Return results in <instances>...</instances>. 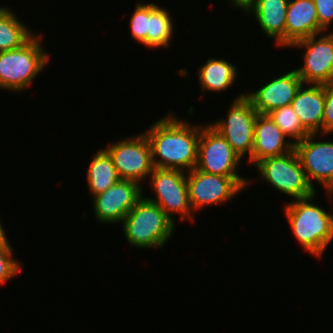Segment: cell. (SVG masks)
<instances>
[{
    "mask_svg": "<svg viewBox=\"0 0 333 333\" xmlns=\"http://www.w3.org/2000/svg\"><path fill=\"white\" fill-rule=\"evenodd\" d=\"M196 125L179 120L172 113L154 122L144 132L150 143L153 166L185 172L194 169L202 128Z\"/></svg>",
    "mask_w": 333,
    "mask_h": 333,
    "instance_id": "6da1fadb",
    "label": "cell"
},
{
    "mask_svg": "<svg viewBox=\"0 0 333 333\" xmlns=\"http://www.w3.org/2000/svg\"><path fill=\"white\" fill-rule=\"evenodd\" d=\"M316 196L315 193L307 198L293 200L284 209L296 241L305 251L321 258L333 241V214L312 203Z\"/></svg>",
    "mask_w": 333,
    "mask_h": 333,
    "instance_id": "7a4b0ae2",
    "label": "cell"
},
{
    "mask_svg": "<svg viewBox=\"0 0 333 333\" xmlns=\"http://www.w3.org/2000/svg\"><path fill=\"white\" fill-rule=\"evenodd\" d=\"M127 242L136 248H160L167 243L173 230V221L161 207L143 196L122 221Z\"/></svg>",
    "mask_w": 333,
    "mask_h": 333,
    "instance_id": "3957f363",
    "label": "cell"
},
{
    "mask_svg": "<svg viewBox=\"0 0 333 333\" xmlns=\"http://www.w3.org/2000/svg\"><path fill=\"white\" fill-rule=\"evenodd\" d=\"M42 34L34 35L22 47L0 52V89L23 91L49 63L42 48Z\"/></svg>",
    "mask_w": 333,
    "mask_h": 333,
    "instance_id": "277c9868",
    "label": "cell"
},
{
    "mask_svg": "<svg viewBox=\"0 0 333 333\" xmlns=\"http://www.w3.org/2000/svg\"><path fill=\"white\" fill-rule=\"evenodd\" d=\"M254 166L263 181L295 200L316 193L307 180L295 149L281 156L264 158Z\"/></svg>",
    "mask_w": 333,
    "mask_h": 333,
    "instance_id": "5b68a950",
    "label": "cell"
},
{
    "mask_svg": "<svg viewBox=\"0 0 333 333\" xmlns=\"http://www.w3.org/2000/svg\"><path fill=\"white\" fill-rule=\"evenodd\" d=\"M189 203L192 211L212 204H221L234 198L250 185V180L241 176L208 174L196 168L186 171Z\"/></svg>",
    "mask_w": 333,
    "mask_h": 333,
    "instance_id": "8992f818",
    "label": "cell"
},
{
    "mask_svg": "<svg viewBox=\"0 0 333 333\" xmlns=\"http://www.w3.org/2000/svg\"><path fill=\"white\" fill-rule=\"evenodd\" d=\"M227 114V119L217 120L210 125L225 138L241 159L248 153L251 163L254 125L258 112L245 94H241L235 97Z\"/></svg>",
    "mask_w": 333,
    "mask_h": 333,
    "instance_id": "52a82bcc",
    "label": "cell"
},
{
    "mask_svg": "<svg viewBox=\"0 0 333 333\" xmlns=\"http://www.w3.org/2000/svg\"><path fill=\"white\" fill-rule=\"evenodd\" d=\"M186 172L179 169H160L154 167L150 174V185L154 190L153 197H145L157 204L174 221L173 215H181L180 220H192L194 216L189 203ZM157 196V197H156ZM174 213V214H173Z\"/></svg>",
    "mask_w": 333,
    "mask_h": 333,
    "instance_id": "ba28073f",
    "label": "cell"
},
{
    "mask_svg": "<svg viewBox=\"0 0 333 333\" xmlns=\"http://www.w3.org/2000/svg\"><path fill=\"white\" fill-rule=\"evenodd\" d=\"M108 145L104 150L111 157L120 179L139 184L148 179L154 166L150 143L144 132Z\"/></svg>",
    "mask_w": 333,
    "mask_h": 333,
    "instance_id": "9c48e42d",
    "label": "cell"
},
{
    "mask_svg": "<svg viewBox=\"0 0 333 333\" xmlns=\"http://www.w3.org/2000/svg\"><path fill=\"white\" fill-rule=\"evenodd\" d=\"M241 158L225 138L209 123L202 125L198 142L196 169L221 176H240L237 173Z\"/></svg>",
    "mask_w": 333,
    "mask_h": 333,
    "instance_id": "30bf717a",
    "label": "cell"
},
{
    "mask_svg": "<svg viewBox=\"0 0 333 333\" xmlns=\"http://www.w3.org/2000/svg\"><path fill=\"white\" fill-rule=\"evenodd\" d=\"M290 47L305 49L304 65L295 69L303 84L326 85L333 82V32L312 35Z\"/></svg>",
    "mask_w": 333,
    "mask_h": 333,
    "instance_id": "8fae6325",
    "label": "cell"
},
{
    "mask_svg": "<svg viewBox=\"0 0 333 333\" xmlns=\"http://www.w3.org/2000/svg\"><path fill=\"white\" fill-rule=\"evenodd\" d=\"M317 133H311L295 144V150L301 161L309 184L315 189L312 179L321 183L327 195H333V142L314 141Z\"/></svg>",
    "mask_w": 333,
    "mask_h": 333,
    "instance_id": "7c38bea8",
    "label": "cell"
},
{
    "mask_svg": "<svg viewBox=\"0 0 333 333\" xmlns=\"http://www.w3.org/2000/svg\"><path fill=\"white\" fill-rule=\"evenodd\" d=\"M136 181L120 179L108 190L94 196L93 211L101 223H122L127 213L144 195Z\"/></svg>",
    "mask_w": 333,
    "mask_h": 333,
    "instance_id": "4fadbf2b",
    "label": "cell"
},
{
    "mask_svg": "<svg viewBox=\"0 0 333 333\" xmlns=\"http://www.w3.org/2000/svg\"><path fill=\"white\" fill-rule=\"evenodd\" d=\"M303 84L295 70L280 75L265 83L255 92L245 94L258 114H265L291 105L298 89Z\"/></svg>",
    "mask_w": 333,
    "mask_h": 333,
    "instance_id": "5bb4252c",
    "label": "cell"
},
{
    "mask_svg": "<svg viewBox=\"0 0 333 333\" xmlns=\"http://www.w3.org/2000/svg\"><path fill=\"white\" fill-rule=\"evenodd\" d=\"M253 136L251 163L254 165L264 158L281 156L295 148V144L265 114L257 115Z\"/></svg>",
    "mask_w": 333,
    "mask_h": 333,
    "instance_id": "9a60e30c",
    "label": "cell"
},
{
    "mask_svg": "<svg viewBox=\"0 0 333 333\" xmlns=\"http://www.w3.org/2000/svg\"><path fill=\"white\" fill-rule=\"evenodd\" d=\"M325 32L320 26L313 0H289L285 22V47Z\"/></svg>",
    "mask_w": 333,
    "mask_h": 333,
    "instance_id": "2e32d148",
    "label": "cell"
},
{
    "mask_svg": "<svg viewBox=\"0 0 333 333\" xmlns=\"http://www.w3.org/2000/svg\"><path fill=\"white\" fill-rule=\"evenodd\" d=\"M302 126L311 133H322L325 85L302 84L291 102ZM320 131V132H319Z\"/></svg>",
    "mask_w": 333,
    "mask_h": 333,
    "instance_id": "e0dca14e",
    "label": "cell"
},
{
    "mask_svg": "<svg viewBox=\"0 0 333 333\" xmlns=\"http://www.w3.org/2000/svg\"><path fill=\"white\" fill-rule=\"evenodd\" d=\"M289 0H255L248 12L256 17L266 37L275 39L278 46L285 48V22Z\"/></svg>",
    "mask_w": 333,
    "mask_h": 333,
    "instance_id": "ac0fdd59",
    "label": "cell"
},
{
    "mask_svg": "<svg viewBox=\"0 0 333 333\" xmlns=\"http://www.w3.org/2000/svg\"><path fill=\"white\" fill-rule=\"evenodd\" d=\"M199 82L203 93L205 91H225L231 87L238 75L236 65L223 59L209 58L207 63L199 67Z\"/></svg>",
    "mask_w": 333,
    "mask_h": 333,
    "instance_id": "d6986e66",
    "label": "cell"
},
{
    "mask_svg": "<svg viewBox=\"0 0 333 333\" xmlns=\"http://www.w3.org/2000/svg\"><path fill=\"white\" fill-rule=\"evenodd\" d=\"M86 178L93 197L108 190L120 180L111 157L104 149L93 155Z\"/></svg>",
    "mask_w": 333,
    "mask_h": 333,
    "instance_id": "ffe728a7",
    "label": "cell"
},
{
    "mask_svg": "<svg viewBox=\"0 0 333 333\" xmlns=\"http://www.w3.org/2000/svg\"><path fill=\"white\" fill-rule=\"evenodd\" d=\"M34 35L10 8L0 7V52L22 47Z\"/></svg>",
    "mask_w": 333,
    "mask_h": 333,
    "instance_id": "44dd1931",
    "label": "cell"
},
{
    "mask_svg": "<svg viewBox=\"0 0 333 333\" xmlns=\"http://www.w3.org/2000/svg\"><path fill=\"white\" fill-rule=\"evenodd\" d=\"M170 13L155 3H149L148 48L169 47L174 33Z\"/></svg>",
    "mask_w": 333,
    "mask_h": 333,
    "instance_id": "7402d4cb",
    "label": "cell"
},
{
    "mask_svg": "<svg viewBox=\"0 0 333 333\" xmlns=\"http://www.w3.org/2000/svg\"><path fill=\"white\" fill-rule=\"evenodd\" d=\"M271 120L292 140L294 144L302 141L310 133L302 126L291 105L283 106L267 114Z\"/></svg>",
    "mask_w": 333,
    "mask_h": 333,
    "instance_id": "603a6c76",
    "label": "cell"
},
{
    "mask_svg": "<svg viewBox=\"0 0 333 333\" xmlns=\"http://www.w3.org/2000/svg\"><path fill=\"white\" fill-rule=\"evenodd\" d=\"M134 14L131 16V36L139 43L148 47L149 32V3H137Z\"/></svg>",
    "mask_w": 333,
    "mask_h": 333,
    "instance_id": "cb8c5ba5",
    "label": "cell"
},
{
    "mask_svg": "<svg viewBox=\"0 0 333 333\" xmlns=\"http://www.w3.org/2000/svg\"><path fill=\"white\" fill-rule=\"evenodd\" d=\"M21 265L13 258L11 245L7 249L0 250V285L16 276L21 270Z\"/></svg>",
    "mask_w": 333,
    "mask_h": 333,
    "instance_id": "d4e9b609",
    "label": "cell"
},
{
    "mask_svg": "<svg viewBox=\"0 0 333 333\" xmlns=\"http://www.w3.org/2000/svg\"><path fill=\"white\" fill-rule=\"evenodd\" d=\"M333 133V82L325 85V107L322 120V136Z\"/></svg>",
    "mask_w": 333,
    "mask_h": 333,
    "instance_id": "484cf974",
    "label": "cell"
},
{
    "mask_svg": "<svg viewBox=\"0 0 333 333\" xmlns=\"http://www.w3.org/2000/svg\"><path fill=\"white\" fill-rule=\"evenodd\" d=\"M319 26L325 31L333 21V0H313Z\"/></svg>",
    "mask_w": 333,
    "mask_h": 333,
    "instance_id": "4316f807",
    "label": "cell"
},
{
    "mask_svg": "<svg viewBox=\"0 0 333 333\" xmlns=\"http://www.w3.org/2000/svg\"><path fill=\"white\" fill-rule=\"evenodd\" d=\"M233 6L236 8H241V10H244L245 14L253 8L255 4V0H230Z\"/></svg>",
    "mask_w": 333,
    "mask_h": 333,
    "instance_id": "83f0119b",
    "label": "cell"
},
{
    "mask_svg": "<svg viewBox=\"0 0 333 333\" xmlns=\"http://www.w3.org/2000/svg\"><path fill=\"white\" fill-rule=\"evenodd\" d=\"M2 225V222H0V250L7 249L11 245V243L8 241L6 232Z\"/></svg>",
    "mask_w": 333,
    "mask_h": 333,
    "instance_id": "f1b7e54d",
    "label": "cell"
}]
</instances>
